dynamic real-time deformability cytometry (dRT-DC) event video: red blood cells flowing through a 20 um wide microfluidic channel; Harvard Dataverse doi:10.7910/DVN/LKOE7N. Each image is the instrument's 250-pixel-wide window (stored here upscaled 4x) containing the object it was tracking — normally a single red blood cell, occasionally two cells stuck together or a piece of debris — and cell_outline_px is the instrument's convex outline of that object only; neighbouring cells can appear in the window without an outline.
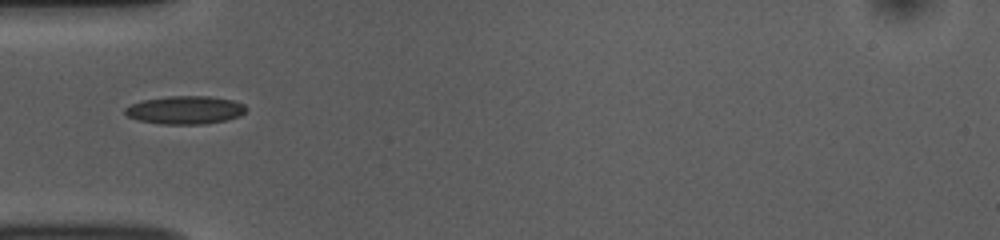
{"species": "common noctule bat (a hibernating species)", "species_latin": "Nyctalus noctula", "temperature_condition": "room temperature", "stored_images_in_passage": 34, "camera_frame_rate_fps": 3000, "um_per_image_px": 0.085, "animal": {"sex": "female", "body_mass_g": 10.0, "forearm_length_mm": 53.1}, "frame": {"image": 1, "passage_image": 1, "time_ms": 0.0, "image_size_px": [1000, 240], "cell_outline_px": [[248, 108], [240, 116], [228, 120], [204, 124], [160, 124], [140, 120], [128, 116], [124, 112], [124, 108], [132, 104], [144, 100], [168, 96], [208, 96], [232, 100], [244, 104]], "centroid_in_image_um": [15.77, 9.35], "position_along_channel_um": 69.2, "area_um2": 19.83}}
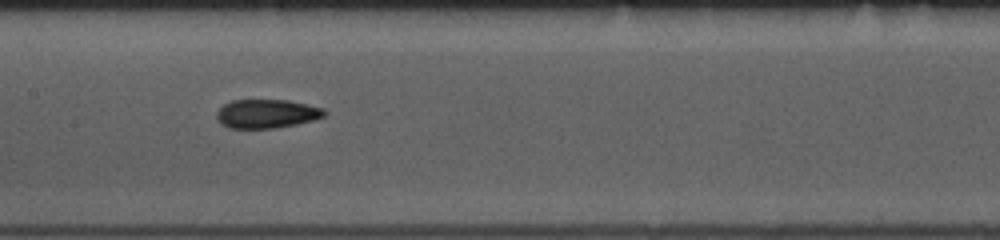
{"frame": {"image": 2, "passage_image": 10, "time_ms": 3.0, "image_size_px": [1000, 240], "cell_outline_px": [[328, 112], [324, 116], [312, 120], [296, 124], [276, 128], [228, 128], [220, 124], [216, 116], [216, 112], [224, 104], [232, 100], [288, 100], [324, 108]], "centroid_in_image_um": [22.65, 9.67], "position_along_channel_um": 184.7, "area_um2": 18.15}}
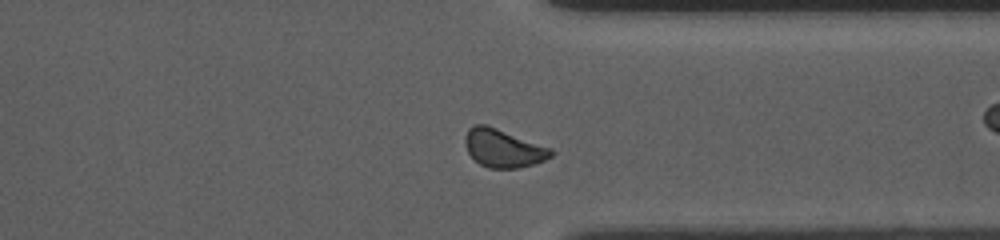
{"frame": {"image": 3, "passage_image": 21, "time_ms": 6.667, "image_size_px": [1000, 240], "cell_outline_px": [[556, 152], [552, 156], [544, 160], [532, 164], [516, 168], [488, 168], [480, 164], [468, 152], [464, 144], [464, 136], [468, 128], [472, 124], [484, 124], [496, 128], [552, 148]], "centroid_in_image_um": [42.76, 12.59], "position_along_channel_um": 368.6, "area_um2": 19.07}, "authors_computed_cell_mechanics": {"area_um2": 18.5538, "velocity_mm_per_s": 3.8251, "shape_relaxation_time_tau1_ms": 7.2428, "shape_relaxation_time_tau2_ms": 1.5527, "deformation_change_tau1": 0.2424, "deformation_change_tau2": 0.0672}}